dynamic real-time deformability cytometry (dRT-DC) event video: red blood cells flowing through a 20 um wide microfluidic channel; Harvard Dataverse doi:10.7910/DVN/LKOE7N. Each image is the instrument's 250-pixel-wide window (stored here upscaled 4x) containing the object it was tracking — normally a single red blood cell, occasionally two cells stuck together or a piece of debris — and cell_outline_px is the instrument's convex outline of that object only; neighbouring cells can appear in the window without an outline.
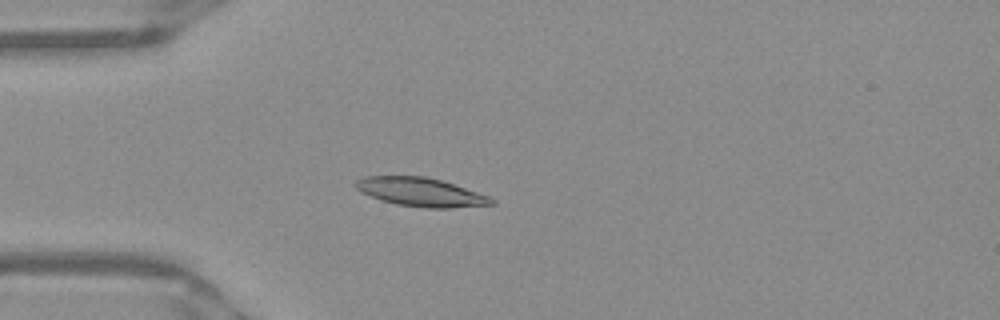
{"species": "Egyptian fruit bat (a non-hibernating species)", "species_latin": "Rousettus aegyptiacus", "temperature_condition": "warm", "stored_images_in_passage": 51, "camera_frame_rate_fps": 3000, "um_per_image_px": 0.085, "frame": {"image": 1, "passage_image": 14, "time_ms": 4.333, "image_size_px": [1000, 320], "cell_outline_px": [[496, 204], [452, 208], [424, 208], [396, 204], [380, 200], [360, 192], [352, 184], [356, 180], [364, 176], [424, 176], [444, 180], [488, 196], [496, 200]], "centroid_in_image_um": [35.75, 16.32], "position_along_channel_um": 49.2, "area_um2": 23.0}}
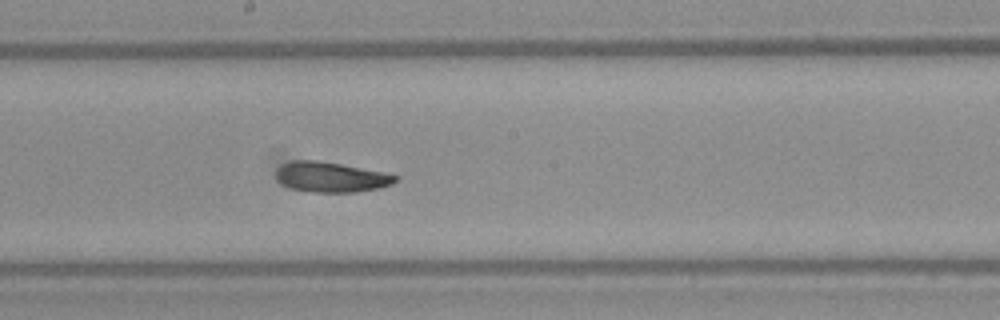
{"frame": {"image": 2, "passage_image": 28, "time_ms": 9.0, "image_size_px": [1000, 320], "cell_outline_px": [[400, 176], [392, 184], [380, 188], [356, 192], [312, 192], [292, 188], [280, 184], [276, 180], [276, 168], [292, 160], [316, 160], [340, 164], [384, 172]], "centroid_in_image_um": [28.12, 15.05], "position_along_channel_um": 220.1, "area_um2": 21.04}}
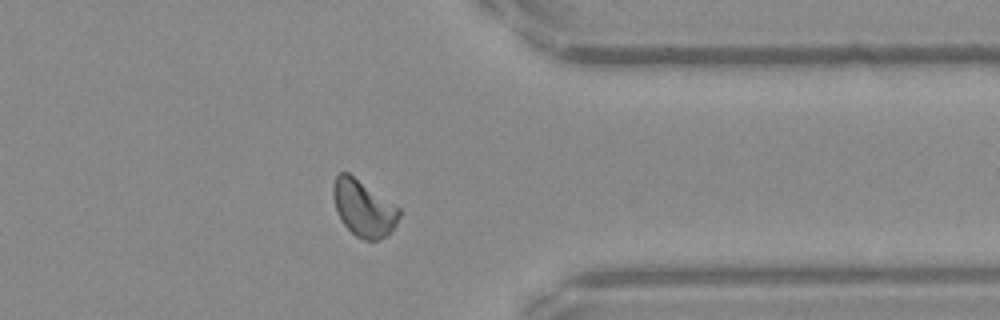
{"frame": {"image": 3, "passage_image": 41, "time_ms": 13.333, "image_size_px": [1000, 320], "cell_outline_px": [[400, 216], [396, 224], [388, 236], [380, 240], [364, 240], [356, 236], [344, 224], [336, 208], [332, 196], [332, 184], [336, 176], [340, 172], [348, 172], [400, 208]], "centroid_in_image_um": [30.9, 17.7], "position_along_channel_um": 380.5, "area_um2": 21.62}, "authors_computed_cell_mechanics": {"area_um2": 21.386, "velocity_mm_per_s": 3.9208, "shape_relaxation_time_tau1_ms": 6.4878, "shape_relaxation_time_tau2_ms": 2.4449, "deformation_change_tau1": 0.1527, "deformation_change_tau2": 0.0678}}